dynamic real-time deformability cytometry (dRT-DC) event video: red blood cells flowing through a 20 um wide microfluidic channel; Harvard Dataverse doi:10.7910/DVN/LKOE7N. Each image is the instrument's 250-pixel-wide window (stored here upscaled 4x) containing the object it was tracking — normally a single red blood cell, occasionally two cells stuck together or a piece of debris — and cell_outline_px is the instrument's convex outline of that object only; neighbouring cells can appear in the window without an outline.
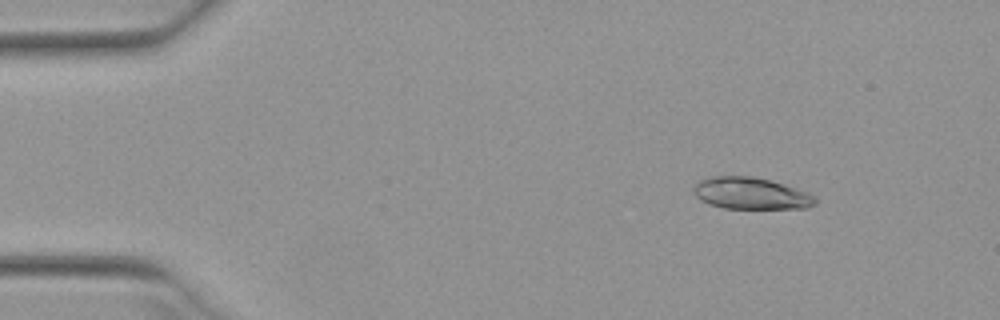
{"species": "Egyptian fruit bat (a non-hibernating species)", "species_latin": "Rousettus aegyptiacus", "temperature_condition": "warm", "stored_images_in_passage": 52, "camera_frame_rate_fps": 3000, "um_per_image_px": 0.085, "animal": {"sex": "female"}, "frame": {"image": 1, "passage_image": 7, "time_ms": 2.0, "image_size_px": [1000, 320], "cell_outline_px": [[816, 204], [808, 208], [724, 208], [708, 204], [700, 200], [696, 196], [692, 188], [700, 180], [708, 176], [752, 176], [768, 180], [796, 188], [808, 192], [816, 196]], "centroid_in_image_um": [63.81, 16.44], "position_along_channel_um": 21.2, "area_um2": 22.54}}
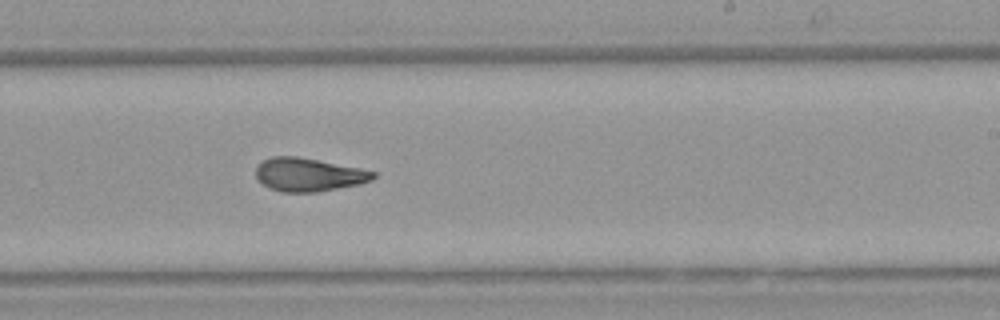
{"frame": {"image": 2, "passage_image": 32, "time_ms": 10.333, "image_size_px": [1000, 320], "cell_outline_px": [[376, 176], [372, 180], [360, 184], [316, 192], [280, 192], [256, 180], [256, 168], [264, 160], [272, 156], [296, 156], [360, 168], [376, 172]], "centroid_in_image_um": [26.24, 14.85], "position_along_channel_um": 262.8, "area_um2": 22.66}}
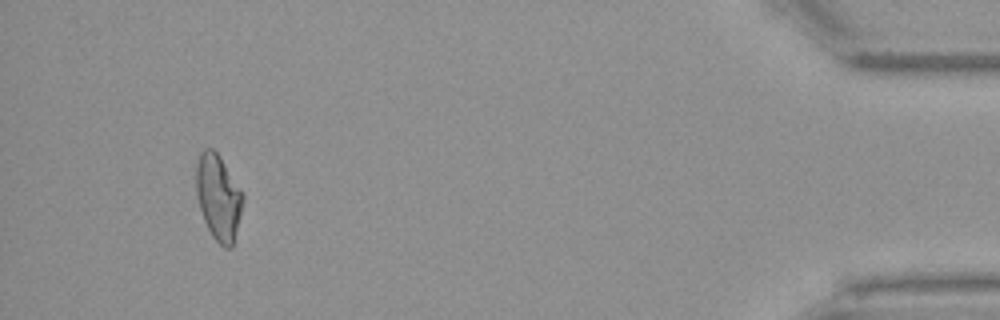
{"frame": {"image": 3, "passage_image": 49, "time_ms": 16.0, "image_size_px": [1000, 320], "cell_outline_px": [[244, 200], [232, 248], [224, 248], [212, 236], [204, 220], [200, 208], [196, 192], [196, 164], [200, 152], [204, 148], [212, 148], [220, 156], [240, 188], [244, 196]], "centroid_in_image_um": [18.56, 16.75], "position_along_channel_um": 416.6, "area_um2": 23.24}, "authors_computed_cell_mechanics": {"area_um2": 23.1778, "velocity_mm_per_s": 3.9599, "shape_relaxation_time_tau1_ms": 8.0654, "shape_relaxation_time_tau2_ms": 2.0999, "deformation_change_tau1": 0.2186, "deformation_change_tau2": 0.0965}}